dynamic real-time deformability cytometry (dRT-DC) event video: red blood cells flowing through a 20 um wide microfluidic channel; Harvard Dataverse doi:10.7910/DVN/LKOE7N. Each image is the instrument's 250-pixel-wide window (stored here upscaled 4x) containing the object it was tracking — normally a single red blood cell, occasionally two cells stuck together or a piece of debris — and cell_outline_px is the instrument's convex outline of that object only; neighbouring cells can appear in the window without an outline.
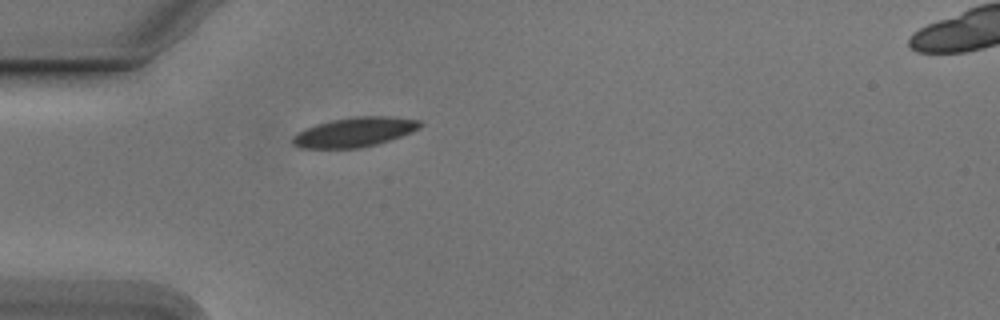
{"species": "Egyptian fruit bat (a non-hibernating species)", "species_latin": "Rousettus aegyptiacus", "temperature_condition": "cold", "stored_images_in_passage": 39, "camera_frame_rate_fps": 3000, "um_per_image_px": 0.085, "animal": {"sex": "male"}, "frame": {"image": 1, "passage_image": 1, "time_ms": 0.0, "image_size_px": [1000, 320], "cell_outline_px": [[420, 128], [400, 136], [376, 144], [360, 148], [300, 148], [292, 144], [292, 136], [304, 128], [316, 124], [332, 120], [356, 116], [392, 116], [420, 120]], "centroid_in_image_um": [30.09, 11.22], "position_along_channel_um": 54.9, "area_um2": 21.85}}
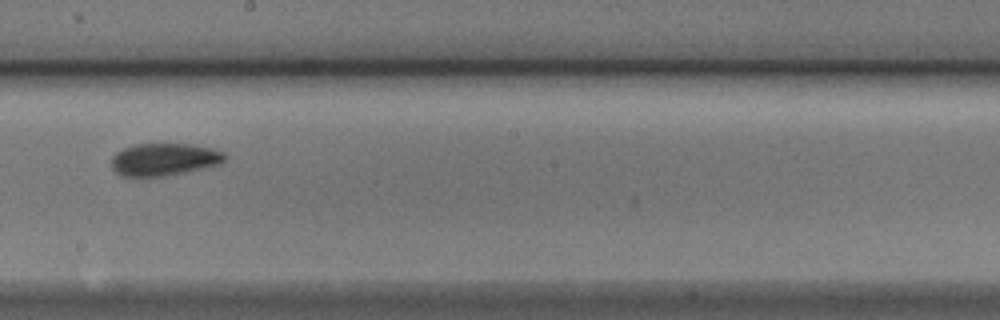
{"frame": {"image": 2, "passage_image": 16, "time_ms": 5.0, "image_size_px": [1000, 320], "cell_outline_px": [[228, 156], [220, 164], [184, 172], [164, 176], [124, 176], [116, 172], [112, 168], [112, 156], [116, 152], [132, 144], [188, 144], [212, 148], [224, 152]], "centroid_in_image_um": [13.96, 13.54], "position_along_channel_um": 234.2, "area_um2": 21.33}}
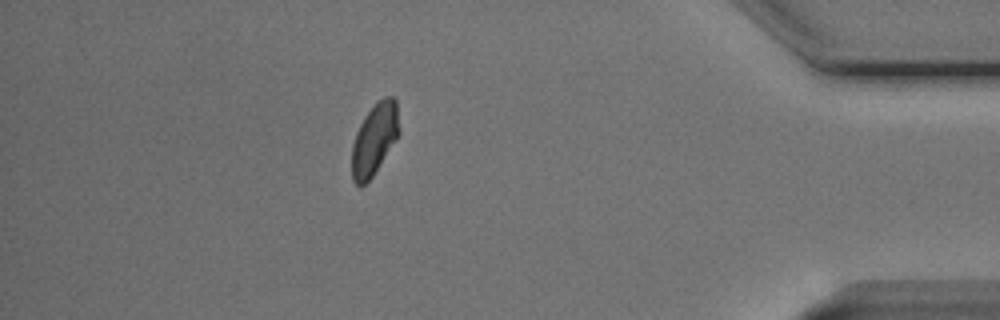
{"frame": {"image": 3, "passage_image": 33, "time_ms": 10.667, "image_size_px": [1000, 320], "cell_outline_px": [[400, 136], [372, 176], [360, 188], [352, 180], [352, 144], [356, 132], [364, 116], [376, 100], [384, 96], [392, 96], [396, 100], [400, 132]], "centroid_in_image_um": [31.84, 11.8], "position_along_channel_um": 403.4, "area_um2": 20.06}, "authors_computed_cell_mechanics": {"area_um2": 21.097, "velocity_mm_per_s": 3.7517, "shape_relaxation_time_tau1_ms": 3.5684, "shape_relaxation_time_tau2_ms": 2.5766, "deformation_change_tau1": 0.1085, "deformation_change_tau2": 0.0683}}